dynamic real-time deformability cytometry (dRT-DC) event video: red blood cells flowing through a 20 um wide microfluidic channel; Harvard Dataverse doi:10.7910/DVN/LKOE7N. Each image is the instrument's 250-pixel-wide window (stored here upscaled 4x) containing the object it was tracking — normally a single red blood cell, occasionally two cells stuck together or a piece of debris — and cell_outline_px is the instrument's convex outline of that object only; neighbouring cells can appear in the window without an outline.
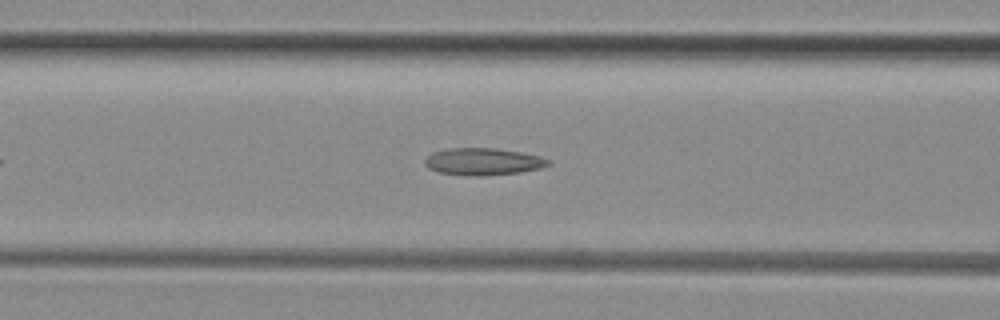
{"species": "common noctule bat (a hibernating species)", "species_latin": "Nyctalus noctula", "temperature_condition": "room temperature", "stored_images_in_passage": 39, "camera_frame_rate_fps": 3000, "um_per_image_px": 0.085, "animal": {"sex": "female", "body_mass_g": 29.2, "forearm_length_mm": 56.3}, "frame": {"image": 1, "passage_image": 8, "time_ms": 2.333, "image_size_px": [1000, 320], "cell_outline_px": [[552, 164], [540, 168], [520, 172], [480, 176], [464, 176], [440, 172], [428, 168], [424, 164], [424, 160], [432, 152], [448, 148], [496, 148], [520, 152], [540, 156], [548, 160]], "centroid_in_image_um": [41.04, 13.74], "position_along_channel_um": 125.6, "area_um2": 19.54}}
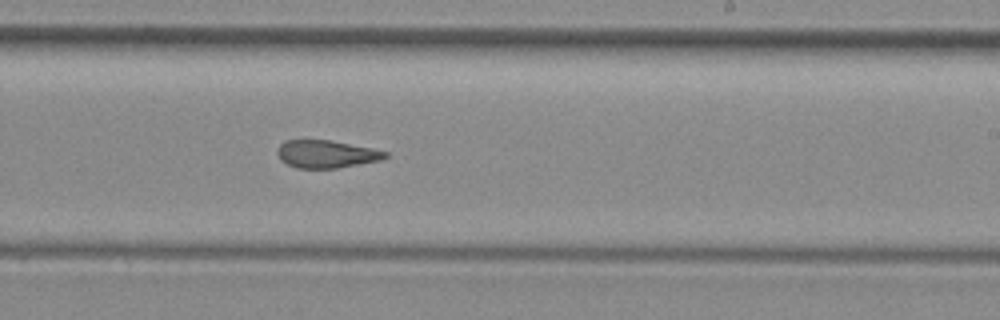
{"frame": {"image": 2, "passage_image": 18, "time_ms": 5.667, "image_size_px": [1000, 320], "cell_outline_px": [[388, 156], [380, 160], [336, 168], [296, 168], [280, 160], [276, 152], [280, 144], [284, 140], [332, 140], [372, 148], [388, 152]], "centroid_in_image_um": [27.71, 13.08], "position_along_channel_um": 261.3, "area_um2": 17.4}}
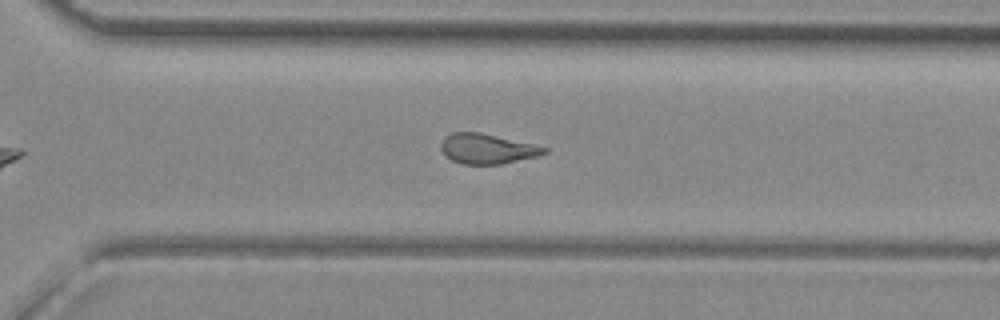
{"frame": {"image": 3, "passage_image": 23, "time_ms": 7.333, "image_size_px": [1000, 320], "cell_outline_px": [[548, 152], [540, 156], [500, 164], [460, 164], [444, 156], [440, 148], [440, 144], [444, 136], [452, 132], [480, 132], [532, 144], [548, 148]], "centroid_in_image_um": [41.37, 12.65], "position_along_channel_um": 329.2, "area_um2": 18.21}, "authors_computed_cell_mechanics": {"area_um2": 18.6694, "velocity_mm_per_s": 4.0812, "shape_relaxation_time_tau1_ms": null, "shape_relaxation_time_tau2_ms": 2.8363, "deformation_change_tau1": null, "deformation_change_tau2": 0.1256}}